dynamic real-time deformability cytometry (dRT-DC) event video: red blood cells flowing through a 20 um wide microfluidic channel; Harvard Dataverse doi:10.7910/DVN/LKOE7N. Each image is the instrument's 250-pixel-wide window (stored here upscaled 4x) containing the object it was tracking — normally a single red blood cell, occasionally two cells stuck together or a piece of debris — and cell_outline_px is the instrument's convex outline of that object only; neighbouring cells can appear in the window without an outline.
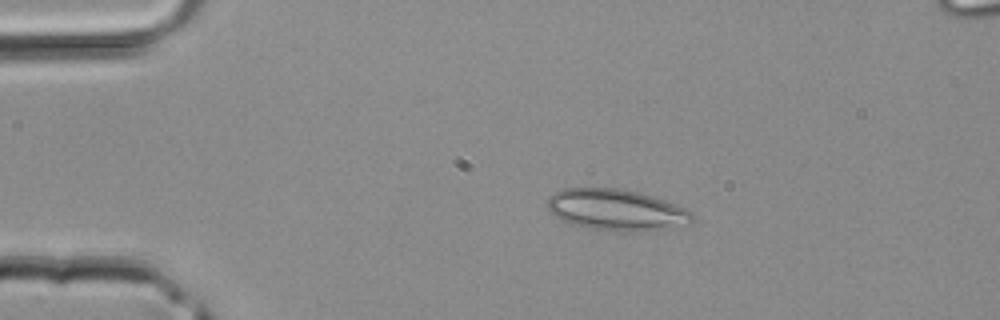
{"species": "common noctule bat (a hibernating species)", "species_latin": "Nyctalus noctula", "temperature_condition": "room temperature", "stored_images_in_passage": 40, "camera_frame_rate_fps": 3000, "um_per_image_px": 0.085, "animal": {"sex": "male", "body_mass_g": 20.4}, "frame": {"image": 1, "passage_image": 7, "time_ms": 2.0, "image_size_px": [1000, 320], "cell_outline_px": [[692, 220], [664, 228], [648, 232], [624, 232], [592, 228], [572, 224], [548, 212], [548, 196], [564, 188], [616, 188], [636, 192], [652, 196], [664, 200], [684, 208], [692, 212]], "centroid_in_image_um": [52.33, 17.83], "position_along_channel_um": 32.7, "area_um2": 34.28}}
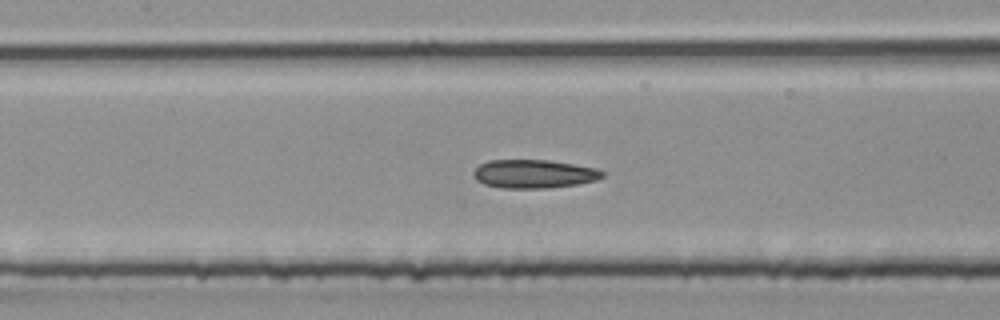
{"frame": {"image": 2, "passage_image": 18, "time_ms": 5.667, "image_size_px": [1000, 320], "cell_outline_px": [[604, 176], [596, 180], [580, 184], [548, 188], [500, 188], [484, 184], [476, 180], [472, 176], [472, 172], [480, 164], [488, 160], [548, 160], [596, 168], [604, 172]], "centroid_in_image_um": [45.36, 14.79], "position_along_channel_um": 162.0, "area_um2": 21.56}}
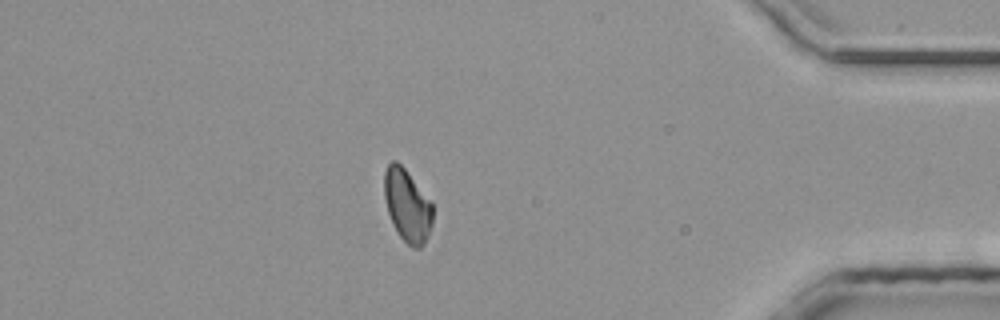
{"frame": {"image": 3, "passage_image": 35, "time_ms": 11.333, "image_size_px": [1000, 320], "cell_outline_px": [[432, 224], [428, 236], [424, 244], [420, 248], [412, 248], [400, 236], [388, 212], [384, 196], [384, 172], [388, 164], [392, 160], [396, 160], [404, 168], [432, 204]], "centroid_in_image_um": [34.61, 17.47], "position_along_channel_um": 400.6, "area_um2": 20.06}}